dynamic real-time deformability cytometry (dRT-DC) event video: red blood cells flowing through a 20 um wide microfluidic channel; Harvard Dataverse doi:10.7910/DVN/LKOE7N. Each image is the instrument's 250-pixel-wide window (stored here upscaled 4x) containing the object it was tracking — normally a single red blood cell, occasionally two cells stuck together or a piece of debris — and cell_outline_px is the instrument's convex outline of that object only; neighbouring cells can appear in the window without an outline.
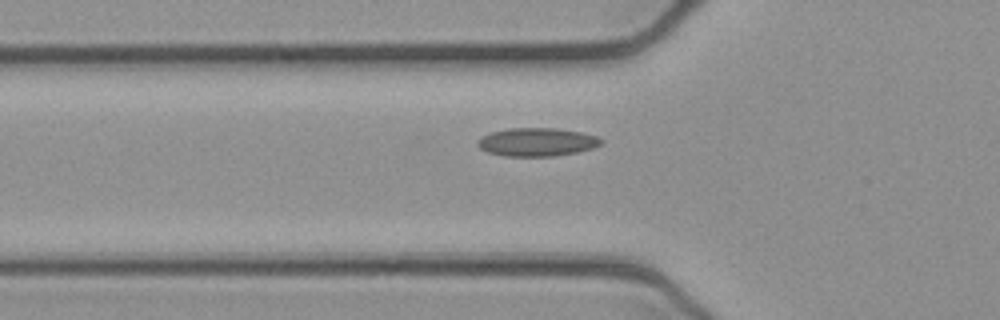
{"species": "common noctule bat (a hibernating species)", "species_latin": "Nyctalus noctula", "temperature_condition": "cold", "stored_images_in_passage": 37, "camera_frame_rate_fps": 3000, "um_per_image_px": 0.085, "animal": {"sex": "female", "body_mass_g": 21.9}, "frame": {"image": 1, "passage_image": 2, "time_ms": 0.333, "image_size_px": [1000, 320], "cell_outline_px": [[604, 140], [600, 144], [592, 148], [576, 152], [556, 156], [504, 156], [488, 152], [480, 148], [476, 144], [476, 140], [480, 136], [492, 132], [508, 128], [556, 128], [580, 132], [596, 136]], "centroid_in_image_um": [45.6, 12.07], "position_along_channel_um": 80.2, "area_um2": 20.4}}
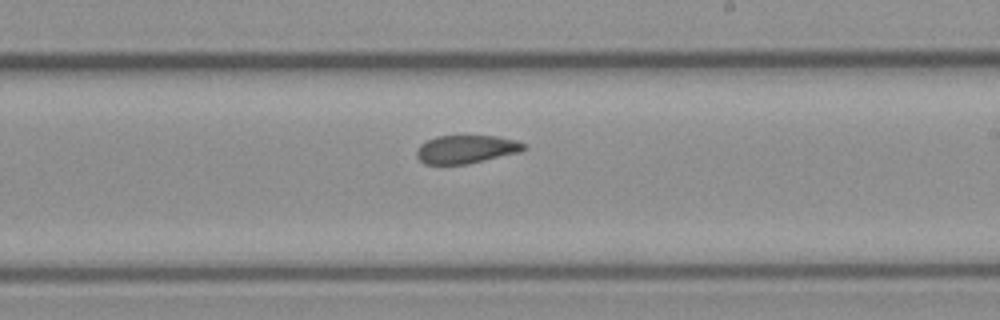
{"frame": {"image": 2, "passage_image": 15, "time_ms": 4.667, "image_size_px": [1000, 320], "cell_outline_px": [[528, 148], [520, 152], [468, 164], [424, 164], [416, 156], [416, 148], [420, 144], [436, 136], [496, 136], [516, 140], [524, 144]], "centroid_in_image_um": [39.62, 12.69], "position_along_channel_um": 249.4, "area_um2": 17.69}}
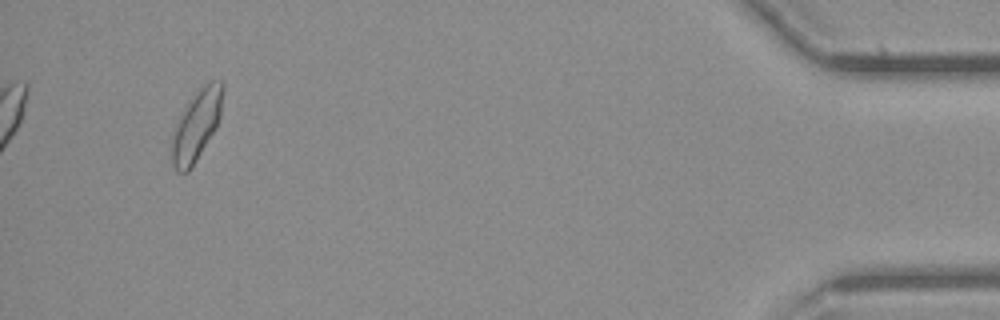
{"frame": {"image": 3, "passage_image": 34, "time_ms": 11.0, "image_size_px": [1000, 320], "cell_outline_px": [[224, 88], [220, 116], [216, 128], [192, 168], [188, 172], [176, 172], [172, 164], [168, 140], [176, 120], [184, 104], [208, 80], [224, 80]], "centroid_in_image_um": [16.64, 10.65], "position_along_channel_um": 418.6, "area_um2": 22.02}, "authors_computed_cell_mechanics": {"area_um2": 18.785, "velocity_mm_per_s": 3.8873, "shape_relaxation_time_tau1_ms": null, "shape_relaxation_time_tau2_ms": 1.9554, "deformation_change_tau1": null, "deformation_change_tau2": 0.0629}}